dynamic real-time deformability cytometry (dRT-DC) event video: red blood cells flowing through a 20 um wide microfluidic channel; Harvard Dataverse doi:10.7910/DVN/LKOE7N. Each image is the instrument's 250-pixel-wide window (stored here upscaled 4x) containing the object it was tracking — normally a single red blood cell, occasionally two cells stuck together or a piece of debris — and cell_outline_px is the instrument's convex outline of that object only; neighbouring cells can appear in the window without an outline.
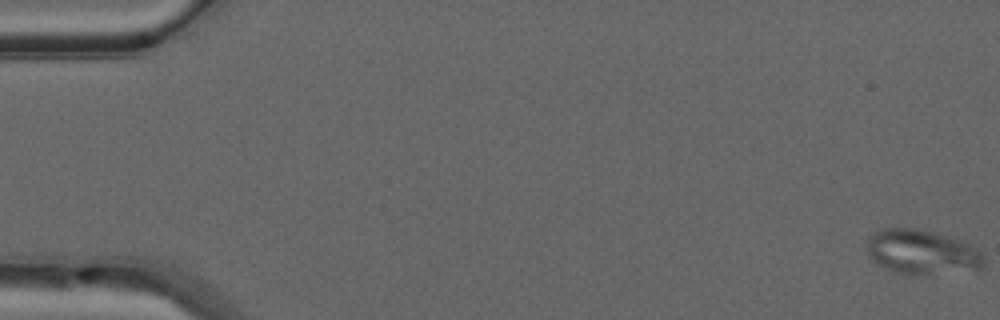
{"species": "common noctule bat (a hibernating species)", "species_latin": "Nyctalus noctula", "temperature_condition": "warm", "stored_images_in_passage": 51, "camera_frame_rate_fps": 3000, "um_per_image_px": 0.085, "animal": {"sex": "male", "forearm_length_mm": 52.5}, "frame": {"image": 1, "passage_image": 1, "time_ms": 0.0, "image_size_px": [1000, 320], "cell_outline_px": [[984, 268], [928, 272], [896, 272], [872, 260], [868, 256], [868, 236], [880, 228], [916, 228], [932, 232], [960, 240], [984, 252]], "centroid_in_image_um": [78.34, 21.36], "position_along_channel_um": 6.7, "area_um2": 29.3}}
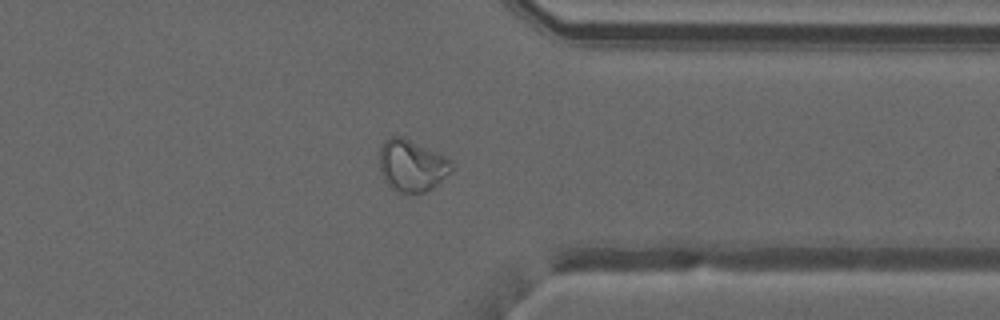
{"frame": {"image": 2, "passage_image": 40, "time_ms": 13.0, "image_size_px": [1000, 320], "cell_outline_px": [[452, 168], [432, 188], [424, 192], [400, 192], [392, 188], [384, 180], [380, 172], [380, 148], [384, 140], [388, 136], [404, 136], [452, 160]], "centroid_in_image_um": [34.96, 14.03], "position_along_channel_um": 376.4, "area_um2": 21.5}}
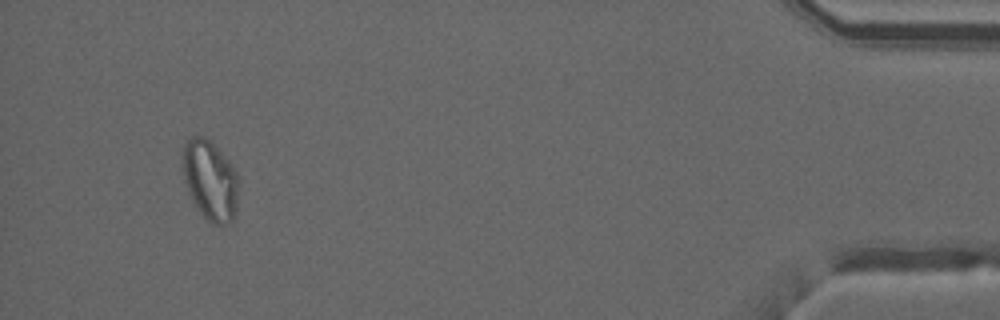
{"frame": {"image": 3, "passage_image": 48, "time_ms": 15.667, "image_size_px": [1000, 320], "cell_outline_px": [[236, 208], [232, 220], [228, 224], [216, 224], [208, 220], [200, 212], [188, 192], [184, 176], [180, 156], [184, 144], [192, 136], [204, 136], [228, 160], [236, 172]], "centroid_in_image_um": [17.81, 15.3], "position_along_channel_um": 417.4, "area_um2": 25.49}, "authors_computed_cell_mechanics": {"area_um2": 23.8136, "velocity_mm_per_s": 4.0759, "shape_relaxation_time_tau1_ms": null, "shape_relaxation_time_tau2_ms": 1.4482, "deformation_change_tau1": null, "deformation_change_tau2": 0.0654}}